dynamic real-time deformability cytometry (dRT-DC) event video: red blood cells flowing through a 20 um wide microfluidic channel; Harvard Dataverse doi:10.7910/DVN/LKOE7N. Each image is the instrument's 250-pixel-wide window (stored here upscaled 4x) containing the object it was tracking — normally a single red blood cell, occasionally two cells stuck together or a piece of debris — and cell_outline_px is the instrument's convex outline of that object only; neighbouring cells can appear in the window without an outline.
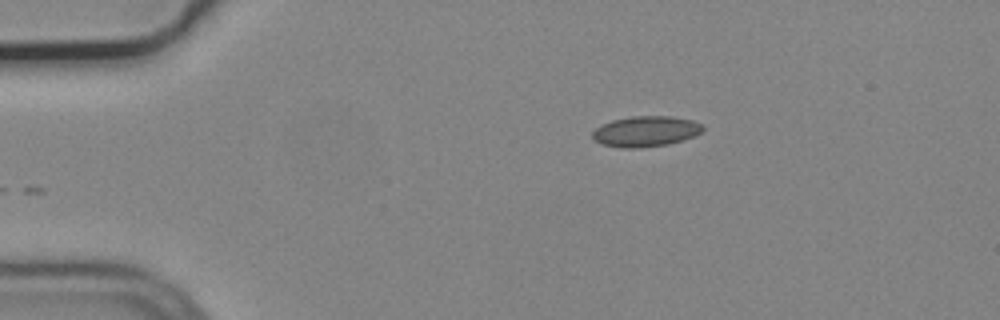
{"species": "common noctule bat (a hibernating species)", "species_latin": "Nyctalus noctula", "temperature_condition": "cold", "stored_images_in_passage": 33, "camera_frame_rate_fps": 3000, "um_per_image_px": 0.085, "animal": {"sex": "male", "body_mass_g": 19.2, "forearm_length_mm": 51.8}, "frame": {"image": 1, "passage_image": 1, "time_ms": 0.0, "image_size_px": [1000, 320], "cell_outline_px": [[704, 128], [700, 132], [692, 136], [668, 144], [636, 148], [620, 148], [600, 144], [592, 140], [592, 132], [596, 128], [612, 120], [632, 116], [672, 116], [692, 120], [704, 124]], "centroid_in_image_um": [54.85, 11.16], "position_along_channel_um": 30.2, "area_um2": 19.65}}
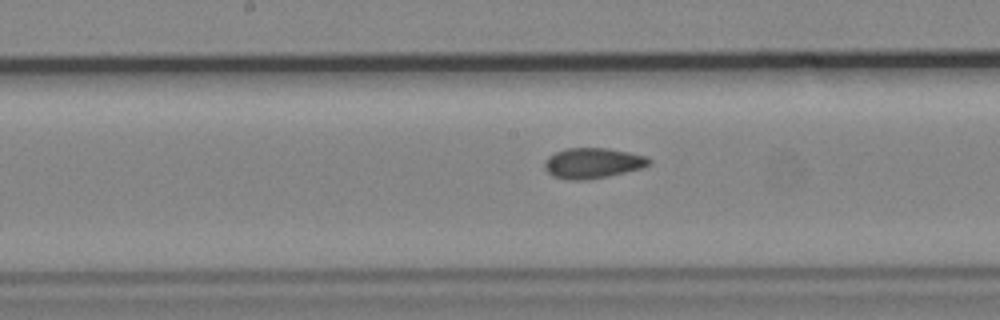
{"frame": {"image": 2, "passage_image": 19, "time_ms": 6.0, "image_size_px": [1000, 320], "cell_outline_px": [[652, 164], [640, 168], [608, 176], [588, 180], [568, 180], [552, 176], [544, 168], [544, 160], [548, 156], [564, 148], [608, 148], [648, 156], [652, 160]], "centroid_in_image_um": [50.37, 13.86], "position_along_channel_um": 197.8, "area_um2": 18.73}}
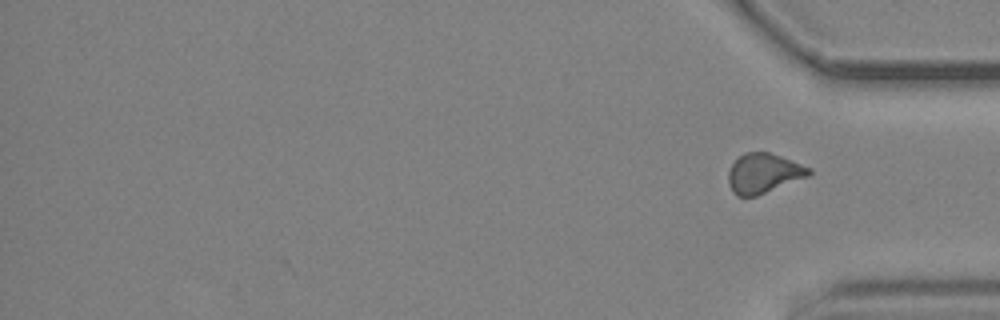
{"frame": {"image": 3, "passage_image": 33, "time_ms": 10.667, "image_size_px": [1000, 320], "cell_outline_px": [[812, 172], [808, 176], [756, 196], [736, 196], [732, 192], [728, 184], [728, 172], [732, 164], [744, 152], [768, 152], [780, 156], [812, 168]], "centroid_in_image_um": [64.88, 14.73], "position_along_channel_um": 370.3, "area_um2": 18.55}, "authors_computed_cell_mechanics": {"area_um2": 18.5538, "velocity_mm_per_s": 3.7206, "shape_relaxation_time_tau1_ms": null, "shape_relaxation_time_tau2_ms": 2.1475, "deformation_change_tau1": null, "deformation_change_tau2": 0.0689}}